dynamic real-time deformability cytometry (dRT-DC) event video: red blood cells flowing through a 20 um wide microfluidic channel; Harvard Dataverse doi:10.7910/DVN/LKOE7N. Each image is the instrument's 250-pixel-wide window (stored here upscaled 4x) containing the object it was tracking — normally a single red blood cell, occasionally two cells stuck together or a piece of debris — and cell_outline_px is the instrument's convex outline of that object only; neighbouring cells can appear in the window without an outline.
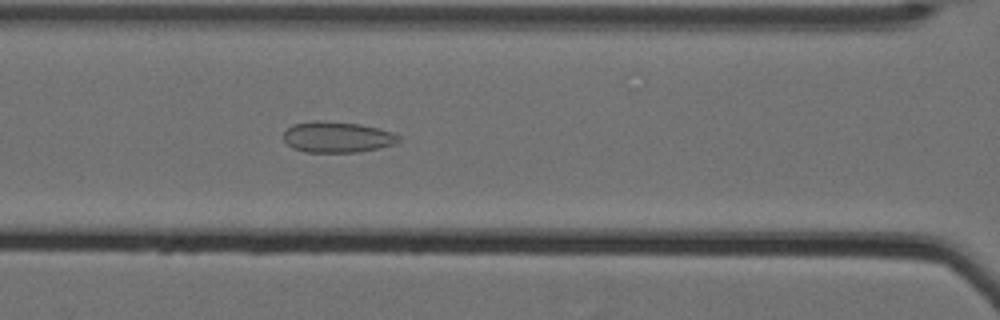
{"species": "Egyptian fruit bat (a non-hibernating species)", "species_latin": "Rousettus aegyptiacus", "temperature_condition": "cold", "stored_images_in_passage": 63, "camera_frame_rate_fps": 3000, "um_per_image_px": 0.085, "animal": {"sex": "female"}, "frame": {"image": 1, "passage_image": 32, "time_ms": 10.333, "image_size_px": [1000, 320], "cell_outline_px": [[400, 140], [396, 144], [356, 152], [304, 152], [292, 148], [284, 140], [284, 132], [292, 124], [316, 120], [360, 124], [392, 132], [400, 136]], "centroid_in_image_um": [28.64, 11.65], "position_along_channel_um": 138.0, "area_um2": 20.63}}
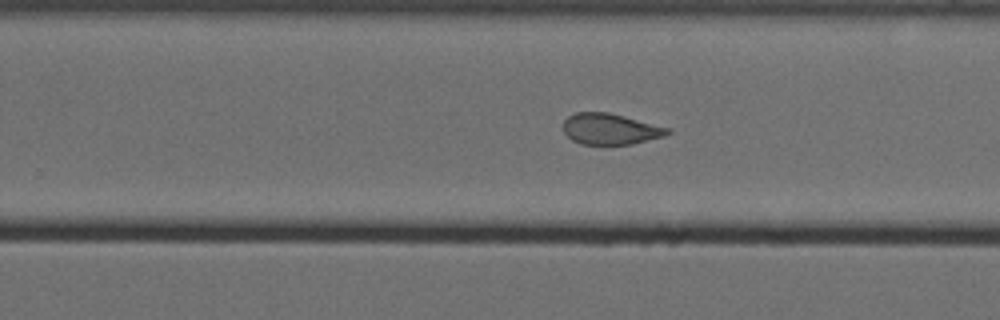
{"frame": {"image": 2, "passage_image": 44, "time_ms": 14.333, "image_size_px": [1000, 320], "cell_outline_px": [[672, 132], [664, 136], [632, 144], [580, 144], [572, 140], [564, 132], [564, 120], [568, 116], [576, 112], [608, 112], [672, 128]], "centroid_in_image_um": [51.9, 10.96], "position_along_channel_um": 277.9, "area_um2": 18.9}}
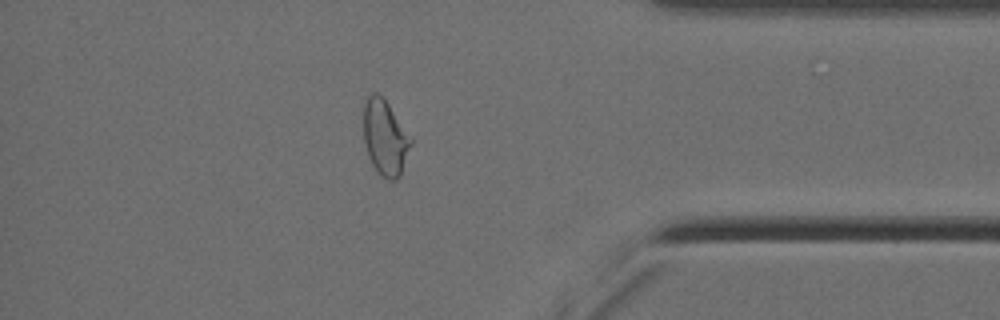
{"frame": {"image": 3, "passage_image": 56, "time_ms": 18.333, "image_size_px": [1000, 320], "cell_outline_px": [[412, 144], [400, 176], [396, 180], [388, 180], [380, 176], [372, 164], [368, 156], [364, 140], [364, 104], [368, 96], [372, 92], [376, 92], [388, 104], [412, 136]], "centroid_in_image_um": [32.75, 11.73], "position_along_channel_um": 402.5, "area_um2": 20.87}, "authors_computed_cell_mechanics": {"area_um2": 23.1778, "velocity_mm_per_s": 3.5146, "shape_relaxation_time_tau1_ms": null, "shape_relaxation_time_tau2_ms": 1.6869, "deformation_change_tau1": null, "deformation_change_tau2": 0.0819}}